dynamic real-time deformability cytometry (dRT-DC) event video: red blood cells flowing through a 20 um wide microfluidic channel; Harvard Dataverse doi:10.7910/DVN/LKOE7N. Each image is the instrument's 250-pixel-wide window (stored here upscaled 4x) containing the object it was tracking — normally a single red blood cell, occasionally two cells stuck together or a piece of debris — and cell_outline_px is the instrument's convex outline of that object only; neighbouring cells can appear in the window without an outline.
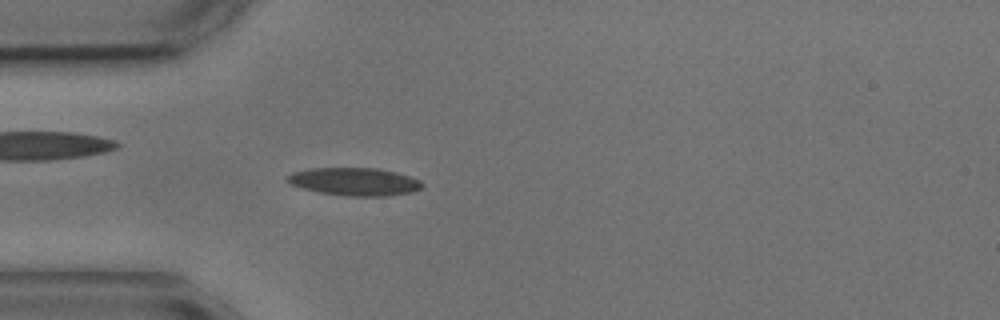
{"species": "common noctule bat (a hibernating species)", "species_latin": "Nyctalus noctula", "temperature_condition": "cold", "stored_images_in_passage": 4, "camera_frame_rate_fps": 3000, "um_per_image_px": 0.085, "animal": {"sex": "male", "body_mass_g": 17.9, "forearm_length_mm": 54.2}, "frame": {"image": 1, "passage_image": 4, "time_ms": 3.333, "image_size_px": [1000, 320], "cell_outline_px": [[424, 184], [420, 188], [412, 192], [388, 196], [348, 196], [320, 192], [288, 184], [284, 180], [284, 176], [292, 172], [312, 168], [376, 168], [396, 172], [420, 180]], "centroid_in_image_um": [30.09, 15.43], "position_along_channel_um": 54.9, "area_um2": 21.96}}